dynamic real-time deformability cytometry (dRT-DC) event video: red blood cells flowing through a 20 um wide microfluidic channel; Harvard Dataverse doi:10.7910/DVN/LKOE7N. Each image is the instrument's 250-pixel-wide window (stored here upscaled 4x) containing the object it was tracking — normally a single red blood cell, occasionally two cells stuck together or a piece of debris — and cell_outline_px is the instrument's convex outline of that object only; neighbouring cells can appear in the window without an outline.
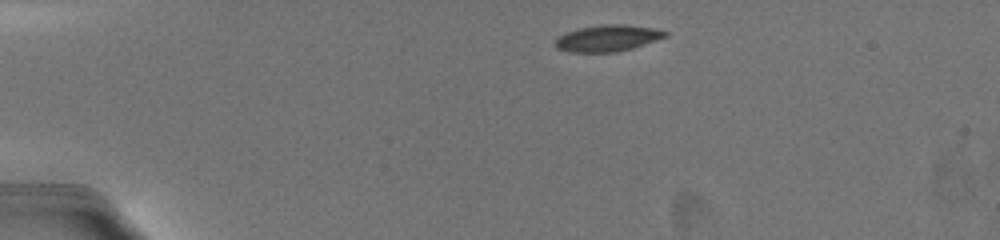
{"species": "common noctule bat (a hibernating species)", "species_latin": "Nyctalus noctula", "temperature_condition": "warm", "stored_images_in_passage": 34, "camera_frame_rate_fps": 3000, "um_per_image_px": 0.085, "animal": {"sex": "female", "body_mass_g": 19.5, "forearm_length_mm": 54.1}, "frame": {"image": 1, "passage_image": 1, "time_ms": 0.0, "image_size_px": [1000, 240], "cell_outline_px": [[668, 36], [632, 48], [616, 52], [568, 52], [556, 48], [556, 40], [560, 36], [568, 32], [580, 28], [600, 24], [628, 24], [656, 28], [668, 32]], "centroid_in_image_um": [51.69, 3.24], "position_along_channel_um": 33.3, "area_um2": 16.94}}
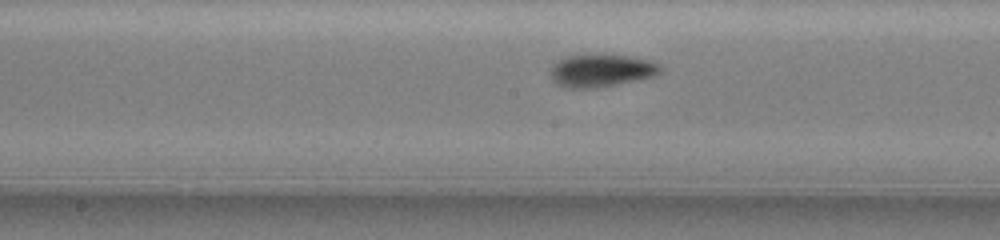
{"frame": {"image": 2, "passage_image": 19, "time_ms": 6.333, "image_size_px": [1000, 240], "cell_outline_px": [[660, 72], [652, 76], [592, 88], [572, 88], [560, 84], [552, 80], [552, 64], [568, 56], [628, 56], [648, 60], [660, 64]], "centroid_in_image_um": [51.1, 6.0], "position_along_channel_um": 197.1, "area_um2": 19.77}}
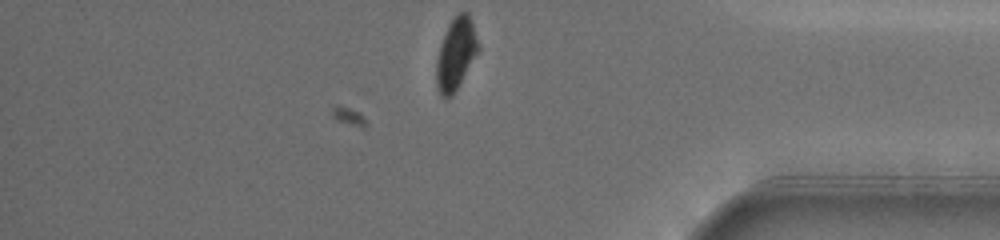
{"frame": {"image": 3, "passage_image": 34, "time_ms": 12.333, "image_size_px": [1000, 240], "cell_outline_px": [[480, 48], [452, 96], [440, 96], [436, 84], [436, 64], [440, 44], [448, 24], [460, 12], [468, 12], [472, 20], [480, 44]], "centroid_in_image_um": [38.76, 4.54], "position_along_channel_um": 396.4, "area_um2": 17.4}, "authors_computed_cell_mechanics": {"area_um2": 18.8428, "velocity_mm_per_s": 3.6683, "shape_relaxation_time_tau1_ms": 2.0409, "shape_relaxation_time_tau2_ms": 1.2223, "deformation_change_tau1": 0.139, "deformation_change_tau2": 0.0583}}